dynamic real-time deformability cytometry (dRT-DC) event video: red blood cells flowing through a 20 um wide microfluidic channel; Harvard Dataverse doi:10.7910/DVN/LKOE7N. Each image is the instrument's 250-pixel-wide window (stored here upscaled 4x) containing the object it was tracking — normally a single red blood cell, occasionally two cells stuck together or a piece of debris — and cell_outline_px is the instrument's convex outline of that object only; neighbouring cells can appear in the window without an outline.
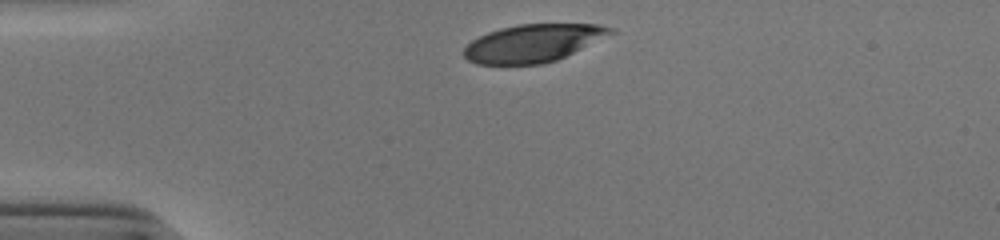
{"species": "human", "species_latin": "Homo sapiens", "temperature_condition": "cold", "stored_images_in_passage": 31, "camera_frame_rate_fps": 3000, "um_per_image_px": 0.085, "donor": {"sex": "male"}, "frame": {"image": 1, "passage_image": 1, "time_ms": 0.0, "image_size_px": [1000, 240], "cell_outline_px": [[616, 32], [556, 60], [540, 64], [476, 64], [468, 60], [464, 56], [464, 48], [472, 40], [488, 32], [500, 28], [520, 24], [596, 24], [616, 28]], "centroid_in_image_um": [45.32, 3.66], "position_along_channel_um": 39.7, "area_um2": 31.96}}
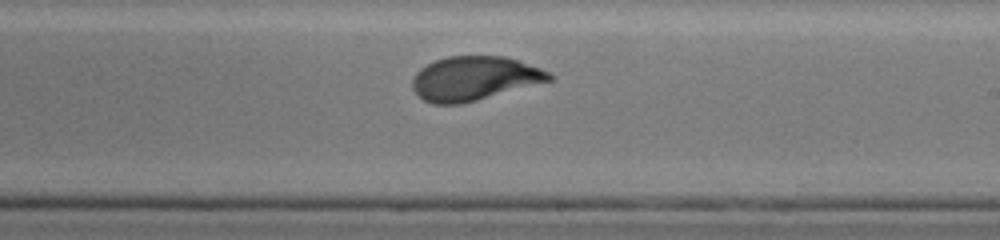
{"frame": {"image": 2, "passage_image": 20, "time_ms": 6.333, "image_size_px": [1000, 240], "cell_outline_px": [[556, 76], [552, 80], [476, 100], [460, 104], [432, 104], [424, 100], [412, 88], [412, 80], [416, 72], [420, 68], [436, 60], [448, 56], [504, 56], [540, 68]], "centroid_in_image_um": [40.3, 6.66], "position_along_channel_um": 248.7, "area_um2": 34.8}}
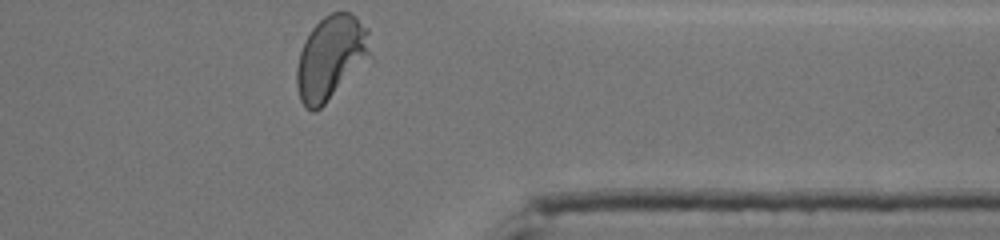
{"frame": {"image": 3, "passage_image": 31, "time_ms": 10.0, "image_size_px": [1000, 240], "cell_outline_px": [[372, 60], [316, 112], [312, 112], [300, 100], [296, 84], [296, 68], [300, 52], [304, 40], [312, 28], [324, 16], [332, 12], [352, 12], [368, 28], [372, 56]], "centroid_in_image_um": [28.17, 4.91], "position_along_channel_um": 383.2, "area_um2": 36.88}, "authors_computed_cell_mechanics": {"area_um2": 35.6048, "velocity_mm_per_s": 3.8914, "shape_relaxation_time_tau1_ms": 3.3517, "shape_relaxation_time_tau2_ms": null, "deformation_change_tau1": 0.1724, "deformation_change_tau2": null}}